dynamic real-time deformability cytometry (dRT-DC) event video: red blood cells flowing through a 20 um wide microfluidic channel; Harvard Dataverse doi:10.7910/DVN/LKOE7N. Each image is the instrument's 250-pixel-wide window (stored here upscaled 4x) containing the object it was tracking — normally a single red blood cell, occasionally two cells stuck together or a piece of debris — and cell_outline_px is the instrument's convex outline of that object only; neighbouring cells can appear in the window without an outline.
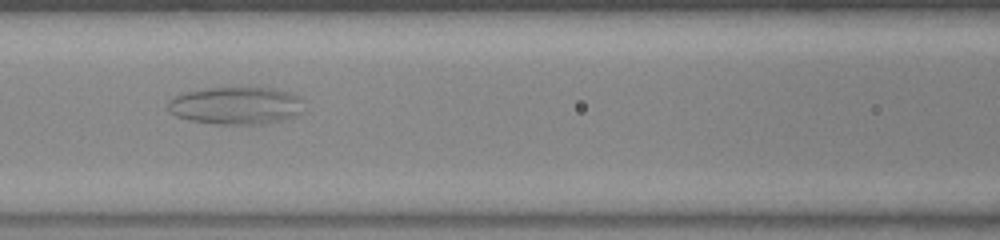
{"species": "common noctule bat (a hibernating species)", "species_latin": "Nyctalus noctula", "temperature_condition": "warm", "stored_images_in_passage": 43, "camera_frame_rate_fps": 3000, "um_per_image_px": 0.085, "animal": {"sex": "female", "body_mass_g": 23.0, "forearm_length_mm": 53.4}, "frame": {"image": 1, "passage_image": 11, "time_ms": 3.333, "image_size_px": [1000, 240], "cell_outline_px": [[300, 100], [296, 112], [292, 116], [280, 120], [264, 124], [216, 124], [192, 120], [180, 116], [172, 112], [168, 108], [168, 104], [176, 96], [192, 92], [212, 88], [240, 84], [256, 84], [276, 88], [288, 92], [296, 96]], "centroid_in_image_um": [20.07, 8.92], "position_along_channel_um": 146.5, "area_um2": 29.59}}
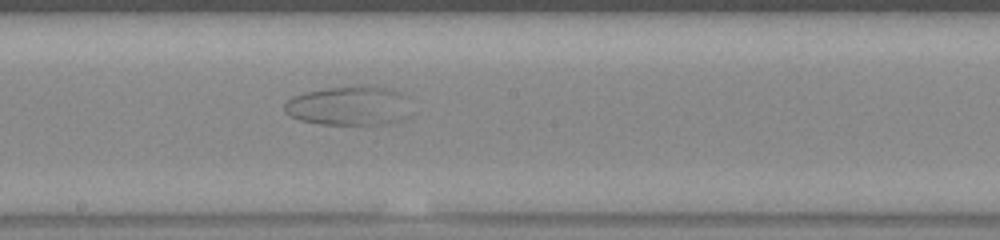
{"frame": {"image": 2, "passage_image": 17, "time_ms": 5.333, "image_size_px": [1000, 240], "cell_outline_px": [[400, 96], [372, 124], [320, 124], [304, 120], [292, 116], [284, 108], [284, 104], [288, 100], [296, 96], [308, 92], [324, 88], [352, 84], [380, 84], [392, 88], [400, 92]], "centroid_in_image_um": [29.17, 8.86], "position_along_channel_um": 219.0, "area_um2": 25.43}}
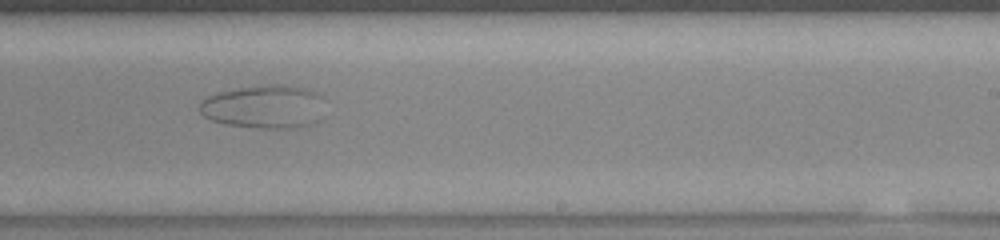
{"frame": {"image": 3, "passage_image": 21, "time_ms": 6.667, "image_size_px": [1000, 240], "cell_outline_px": [[312, 92], [308, 124], [296, 132], [260, 128], [228, 124], [212, 120], [204, 116], [200, 112], [200, 104], [208, 96], [216, 92], [236, 88], [260, 84], [292, 84], [304, 88]], "centroid_in_image_um": [22.17, 9.08], "position_along_channel_um": 266.8, "area_um2": 30.17}}